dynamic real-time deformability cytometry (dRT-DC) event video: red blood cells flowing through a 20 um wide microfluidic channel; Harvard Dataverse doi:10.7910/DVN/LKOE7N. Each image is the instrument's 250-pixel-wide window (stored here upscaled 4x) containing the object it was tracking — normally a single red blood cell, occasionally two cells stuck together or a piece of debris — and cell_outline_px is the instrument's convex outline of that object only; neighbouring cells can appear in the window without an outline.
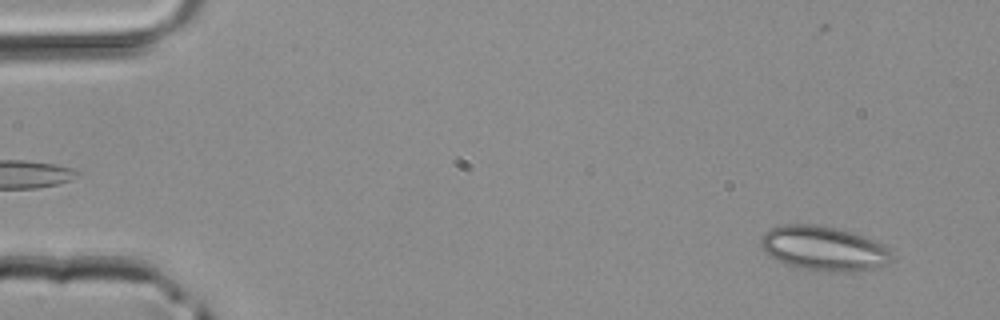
{"species": "common noctule bat (a hibernating species)", "species_latin": "Nyctalus noctula", "temperature_condition": "room temperature", "stored_images_in_passage": 4, "camera_frame_rate_fps": 3000, "um_per_image_px": 0.085, "animal": {"sex": "male", "body_mass_g": 20.4}, "frame": {"image": 1, "passage_image": 1, "time_ms": 0.0, "image_size_px": [1000, 320], "cell_outline_px": [[892, 252], [888, 264], [872, 268], [848, 272], [828, 272], [800, 268], [784, 264], [776, 260], [760, 244], [760, 236], [768, 228], [784, 224], [816, 224], [836, 228], [864, 236], [888, 248]], "centroid_in_image_um": [69.97, 21.11], "position_along_channel_um": 15.0, "area_um2": 33.87}}
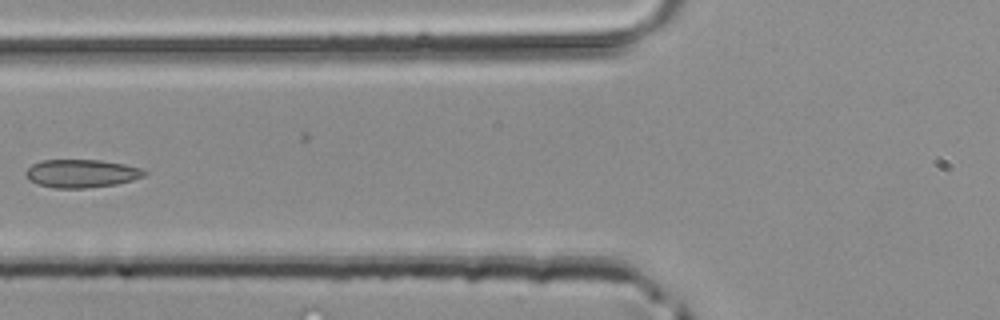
{"frame": {"image": 2, "passage_image": 4, "time_ms": 1.0, "image_size_px": [1000, 320], "cell_outline_px": [[148, 172], [144, 176], [132, 180], [116, 184], [84, 188], [52, 188], [36, 184], [28, 180], [24, 172], [32, 164], [40, 160], [100, 160], [124, 164], [140, 168]], "centroid_in_image_um": [6.88, 14.75], "position_along_channel_um": 118.9, "area_um2": 19.54}}